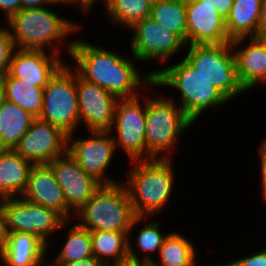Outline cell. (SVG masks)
<instances>
[{
	"label": "cell",
	"mask_w": 266,
	"mask_h": 266,
	"mask_svg": "<svg viewBox=\"0 0 266 266\" xmlns=\"http://www.w3.org/2000/svg\"><path fill=\"white\" fill-rule=\"evenodd\" d=\"M67 49L78 65L74 71L81 78L96 83L118 99L136 97L141 85L153 83L151 73L142 78L131 60L113 51L78 40L71 41Z\"/></svg>",
	"instance_id": "obj_1"
},
{
	"label": "cell",
	"mask_w": 266,
	"mask_h": 266,
	"mask_svg": "<svg viewBox=\"0 0 266 266\" xmlns=\"http://www.w3.org/2000/svg\"><path fill=\"white\" fill-rule=\"evenodd\" d=\"M170 157L134 161L125 185L135 215L149 217L168 202L172 193L174 175Z\"/></svg>",
	"instance_id": "obj_2"
},
{
	"label": "cell",
	"mask_w": 266,
	"mask_h": 266,
	"mask_svg": "<svg viewBox=\"0 0 266 266\" xmlns=\"http://www.w3.org/2000/svg\"><path fill=\"white\" fill-rule=\"evenodd\" d=\"M79 225L90 232L119 231L131 234L144 217H138L123 183L102 185L76 212Z\"/></svg>",
	"instance_id": "obj_3"
},
{
	"label": "cell",
	"mask_w": 266,
	"mask_h": 266,
	"mask_svg": "<svg viewBox=\"0 0 266 266\" xmlns=\"http://www.w3.org/2000/svg\"><path fill=\"white\" fill-rule=\"evenodd\" d=\"M6 23L10 26L8 29L16 49L45 50L44 47L49 44L52 48L50 51L56 55H59L56 41L59 42L69 33L80 29L75 22L58 16L45 7L22 8Z\"/></svg>",
	"instance_id": "obj_4"
},
{
	"label": "cell",
	"mask_w": 266,
	"mask_h": 266,
	"mask_svg": "<svg viewBox=\"0 0 266 266\" xmlns=\"http://www.w3.org/2000/svg\"><path fill=\"white\" fill-rule=\"evenodd\" d=\"M153 75L151 86H168L181 93L183 112L193 121L198 120L203 111L219 107L229 99L215 86L197 72L185 59L159 71L150 72Z\"/></svg>",
	"instance_id": "obj_5"
},
{
	"label": "cell",
	"mask_w": 266,
	"mask_h": 266,
	"mask_svg": "<svg viewBox=\"0 0 266 266\" xmlns=\"http://www.w3.org/2000/svg\"><path fill=\"white\" fill-rule=\"evenodd\" d=\"M189 46L184 59L229 100L246 91L238 77L231 42Z\"/></svg>",
	"instance_id": "obj_6"
},
{
	"label": "cell",
	"mask_w": 266,
	"mask_h": 266,
	"mask_svg": "<svg viewBox=\"0 0 266 266\" xmlns=\"http://www.w3.org/2000/svg\"><path fill=\"white\" fill-rule=\"evenodd\" d=\"M194 122L170 98H147L145 160L171 150L177 138Z\"/></svg>",
	"instance_id": "obj_7"
},
{
	"label": "cell",
	"mask_w": 266,
	"mask_h": 266,
	"mask_svg": "<svg viewBox=\"0 0 266 266\" xmlns=\"http://www.w3.org/2000/svg\"><path fill=\"white\" fill-rule=\"evenodd\" d=\"M65 63L49 79L44 87L40 119L60 128L65 134H73L80 123L78 93L75 72Z\"/></svg>",
	"instance_id": "obj_8"
},
{
	"label": "cell",
	"mask_w": 266,
	"mask_h": 266,
	"mask_svg": "<svg viewBox=\"0 0 266 266\" xmlns=\"http://www.w3.org/2000/svg\"><path fill=\"white\" fill-rule=\"evenodd\" d=\"M3 209L9 232L30 233L47 245V237L67 223L58 213L24 198H5ZM60 227V228H59Z\"/></svg>",
	"instance_id": "obj_9"
},
{
	"label": "cell",
	"mask_w": 266,
	"mask_h": 266,
	"mask_svg": "<svg viewBox=\"0 0 266 266\" xmlns=\"http://www.w3.org/2000/svg\"><path fill=\"white\" fill-rule=\"evenodd\" d=\"M138 99V96L118 99L112 125L118 134L117 138L114 137L115 146L121 145L132 161L145 160L146 156L147 99L144 100L145 106H142Z\"/></svg>",
	"instance_id": "obj_10"
},
{
	"label": "cell",
	"mask_w": 266,
	"mask_h": 266,
	"mask_svg": "<svg viewBox=\"0 0 266 266\" xmlns=\"http://www.w3.org/2000/svg\"><path fill=\"white\" fill-rule=\"evenodd\" d=\"M90 132H92L91 137L77 139L73 142L71 139L73 134L67 135V152L76 160L83 171L94 177L102 185L119 183L105 175L116 148L114 137L109 136L111 131Z\"/></svg>",
	"instance_id": "obj_11"
},
{
	"label": "cell",
	"mask_w": 266,
	"mask_h": 266,
	"mask_svg": "<svg viewBox=\"0 0 266 266\" xmlns=\"http://www.w3.org/2000/svg\"><path fill=\"white\" fill-rule=\"evenodd\" d=\"M131 39V54L137 61L164 60L186 47L175 32L157 24L150 16L137 22Z\"/></svg>",
	"instance_id": "obj_12"
},
{
	"label": "cell",
	"mask_w": 266,
	"mask_h": 266,
	"mask_svg": "<svg viewBox=\"0 0 266 266\" xmlns=\"http://www.w3.org/2000/svg\"><path fill=\"white\" fill-rule=\"evenodd\" d=\"M13 150L33 165L49 164L67 151V134L37 117Z\"/></svg>",
	"instance_id": "obj_13"
},
{
	"label": "cell",
	"mask_w": 266,
	"mask_h": 266,
	"mask_svg": "<svg viewBox=\"0 0 266 266\" xmlns=\"http://www.w3.org/2000/svg\"><path fill=\"white\" fill-rule=\"evenodd\" d=\"M80 122L84 120L90 131H111L118 98L98 86L84 80L75 71Z\"/></svg>",
	"instance_id": "obj_14"
},
{
	"label": "cell",
	"mask_w": 266,
	"mask_h": 266,
	"mask_svg": "<svg viewBox=\"0 0 266 266\" xmlns=\"http://www.w3.org/2000/svg\"><path fill=\"white\" fill-rule=\"evenodd\" d=\"M49 165L63 191L67 206L75 210L74 215L102 186L94 177L83 171L67 151Z\"/></svg>",
	"instance_id": "obj_15"
},
{
	"label": "cell",
	"mask_w": 266,
	"mask_h": 266,
	"mask_svg": "<svg viewBox=\"0 0 266 266\" xmlns=\"http://www.w3.org/2000/svg\"><path fill=\"white\" fill-rule=\"evenodd\" d=\"M60 56L52 52L48 54L45 50L15 49L7 73L11 77L33 83V86L44 88L64 64Z\"/></svg>",
	"instance_id": "obj_16"
},
{
	"label": "cell",
	"mask_w": 266,
	"mask_h": 266,
	"mask_svg": "<svg viewBox=\"0 0 266 266\" xmlns=\"http://www.w3.org/2000/svg\"><path fill=\"white\" fill-rule=\"evenodd\" d=\"M216 9L202 5L198 0H186L187 45L231 42L225 20L215 12Z\"/></svg>",
	"instance_id": "obj_17"
},
{
	"label": "cell",
	"mask_w": 266,
	"mask_h": 266,
	"mask_svg": "<svg viewBox=\"0 0 266 266\" xmlns=\"http://www.w3.org/2000/svg\"><path fill=\"white\" fill-rule=\"evenodd\" d=\"M22 198L30 203L44 206L58 213L65 221L71 210L49 164L33 165Z\"/></svg>",
	"instance_id": "obj_18"
},
{
	"label": "cell",
	"mask_w": 266,
	"mask_h": 266,
	"mask_svg": "<svg viewBox=\"0 0 266 266\" xmlns=\"http://www.w3.org/2000/svg\"><path fill=\"white\" fill-rule=\"evenodd\" d=\"M247 38L231 41L239 80L245 90L266 83V38L251 37L244 48H237Z\"/></svg>",
	"instance_id": "obj_19"
},
{
	"label": "cell",
	"mask_w": 266,
	"mask_h": 266,
	"mask_svg": "<svg viewBox=\"0 0 266 266\" xmlns=\"http://www.w3.org/2000/svg\"><path fill=\"white\" fill-rule=\"evenodd\" d=\"M46 245L39 237L22 232H9L7 244L0 252L7 266H39L46 255Z\"/></svg>",
	"instance_id": "obj_20"
},
{
	"label": "cell",
	"mask_w": 266,
	"mask_h": 266,
	"mask_svg": "<svg viewBox=\"0 0 266 266\" xmlns=\"http://www.w3.org/2000/svg\"><path fill=\"white\" fill-rule=\"evenodd\" d=\"M33 164L13 149H0V194L4 198L21 196L26 189Z\"/></svg>",
	"instance_id": "obj_21"
},
{
	"label": "cell",
	"mask_w": 266,
	"mask_h": 266,
	"mask_svg": "<svg viewBox=\"0 0 266 266\" xmlns=\"http://www.w3.org/2000/svg\"><path fill=\"white\" fill-rule=\"evenodd\" d=\"M262 0H234L225 20L230 41L240 38L258 37L259 14Z\"/></svg>",
	"instance_id": "obj_22"
},
{
	"label": "cell",
	"mask_w": 266,
	"mask_h": 266,
	"mask_svg": "<svg viewBox=\"0 0 266 266\" xmlns=\"http://www.w3.org/2000/svg\"><path fill=\"white\" fill-rule=\"evenodd\" d=\"M34 118L17 104L6 101L0 108V149H14Z\"/></svg>",
	"instance_id": "obj_23"
},
{
	"label": "cell",
	"mask_w": 266,
	"mask_h": 266,
	"mask_svg": "<svg viewBox=\"0 0 266 266\" xmlns=\"http://www.w3.org/2000/svg\"><path fill=\"white\" fill-rule=\"evenodd\" d=\"M93 256L103 266H109L128 256L129 235L119 231L90 232ZM110 263L109 259H113ZM109 261V262H108Z\"/></svg>",
	"instance_id": "obj_24"
},
{
	"label": "cell",
	"mask_w": 266,
	"mask_h": 266,
	"mask_svg": "<svg viewBox=\"0 0 266 266\" xmlns=\"http://www.w3.org/2000/svg\"><path fill=\"white\" fill-rule=\"evenodd\" d=\"M2 82L7 101L17 104L35 118L41 115L44 88L11 77L8 73L2 78Z\"/></svg>",
	"instance_id": "obj_25"
},
{
	"label": "cell",
	"mask_w": 266,
	"mask_h": 266,
	"mask_svg": "<svg viewBox=\"0 0 266 266\" xmlns=\"http://www.w3.org/2000/svg\"><path fill=\"white\" fill-rule=\"evenodd\" d=\"M197 253L191 241L174 231L168 233L163 241L159 251L160 263L153 260L150 266H196Z\"/></svg>",
	"instance_id": "obj_26"
},
{
	"label": "cell",
	"mask_w": 266,
	"mask_h": 266,
	"mask_svg": "<svg viewBox=\"0 0 266 266\" xmlns=\"http://www.w3.org/2000/svg\"><path fill=\"white\" fill-rule=\"evenodd\" d=\"M150 17L178 34L187 45L186 0H161L152 4Z\"/></svg>",
	"instance_id": "obj_27"
},
{
	"label": "cell",
	"mask_w": 266,
	"mask_h": 266,
	"mask_svg": "<svg viewBox=\"0 0 266 266\" xmlns=\"http://www.w3.org/2000/svg\"><path fill=\"white\" fill-rule=\"evenodd\" d=\"M103 2L109 17L117 25L132 28L151 14V4L147 0H104Z\"/></svg>",
	"instance_id": "obj_28"
},
{
	"label": "cell",
	"mask_w": 266,
	"mask_h": 266,
	"mask_svg": "<svg viewBox=\"0 0 266 266\" xmlns=\"http://www.w3.org/2000/svg\"><path fill=\"white\" fill-rule=\"evenodd\" d=\"M67 241L54 262H74L93 256L90 231L79 224L70 227Z\"/></svg>",
	"instance_id": "obj_29"
},
{
	"label": "cell",
	"mask_w": 266,
	"mask_h": 266,
	"mask_svg": "<svg viewBox=\"0 0 266 266\" xmlns=\"http://www.w3.org/2000/svg\"><path fill=\"white\" fill-rule=\"evenodd\" d=\"M167 234L163 235L160 231V225L158 222H150L146 227L142 228L138 232L137 245L143 252H148V255L143 256V260L151 263L153 259L149 256V252L160 251L163 241Z\"/></svg>",
	"instance_id": "obj_30"
},
{
	"label": "cell",
	"mask_w": 266,
	"mask_h": 266,
	"mask_svg": "<svg viewBox=\"0 0 266 266\" xmlns=\"http://www.w3.org/2000/svg\"><path fill=\"white\" fill-rule=\"evenodd\" d=\"M15 49L9 29L6 26L0 28V78H3L7 74Z\"/></svg>",
	"instance_id": "obj_31"
},
{
	"label": "cell",
	"mask_w": 266,
	"mask_h": 266,
	"mask_svg": "<svg viewBox=\"0 0 266 266\" xmlns=\"http://www.w3.org/2000/svg\"><path fill=\"white\" fill-rule=\"evenodd\" d=\"M230 263L232 266H266V249Z\"/></svg>",
	"instance_id": "obj_32"
},
{
	"label": "cell",
	"mask_w": 266,
	"mask_h": 266,
	"mask_svg": "<svg viewBox=\"0 0 266 266\" xmlns=\"http://www.w3.org/2000/svg\"><path fill=\"white\" fill-rule=\"evenodd\" d=\"M202 5H209L217 8L215 12L224 20L230 14L234 0H198Z\"/></svg>",
	"instance_id": "obj_33"
},
{
	"label": "cell",
	"mask_w": 266,
	"mask_h": 266,
	"mask_svg": "<svg viewBox=\"0 0 266 266\" xmlns=\"http://www.w3.org/2000/svg\"><path fill=\"white\" fill-rule=\"evenodd\" d=\"M109 266H150V263L140 259L138 254H135L133 247H131L130 241H128V256Z\"/></svg>",
	"instance_id": "obj_34"
},
{
	"label": "cell",
	"mask_w": 266,
	"mask_h": 266,
	"mask_svg": "<svg viewBox=\"0 0 266 266\" xmlns=\"http://www.w3.org/2000/svg\"><path fill=\"white\" fill-rule=\"evenodd\" d=\"M259 155L261 160V182H262V196L266 201V138L261 142L259 147Z\"/></svg>",
	"instance_id": "obj_35"
},
{
	"label": "cell",
	"mask_w": 266,
	"mask_h": 266,
	"mask_svg": "<svg viewBox=\"0 0 266 266\" xmlns=\"http://www.w3.org/2000/svg\"><path fill=\"white\" fill-rule=\"evenodd\" d=\"M5 12L6 20L21 10V0H0V10Z\"/></svg>",
	"instance_id": "obj_36"
},
{
	"label": "cell",
	"mask_w": 266,
	"mask_h": 266,
	"mask_svg": "<svg viewBox=\"0 0 266 266\" xmlns=\"http://www.w3.org/2000/svg\"><path fill=\"white\" fill-rule=\"evenodd\" d=\"M68 4L65 0H21V9L22 8H28V9H34V8H42L44 5H52V4Z\"/></svg>",
	"instance_id": "obj_37"
},
{
	"label": "cell",
	"mask_w": 266,
	"mask_h": 266,
	"mask_svg": "<svg viewBox=\"0 0 266 266\" xmlns=\"http://www.w3.org/2000/svg\"><path fill=\"white\" fill-rule=\"evenodd\" d=\"M9 236L3 205L0 207V252L5 248Z\"/></svg>",
	"instance_id": "obj_38"
},
{
	"label": "cell",
	"mask_w": 266,
	"mask_h": 266,
	"mask_svg": "<svg viewBox=\"0 0 266 266\" xmlns=\"http://www.w3.org/2000/svg\"><path fill=\"white\" fill-rule=\"evenodd\" d=\"M53 266H103L94 256L74 262H55Z\"/></svg>",
	"instance_id": "obj_39"
},
{
	"label": "cell",
	"mask_w": 266,
	"mask_h": 266,
	"mask_svg": "<svg viewBox=\"0 0 266 266\" xmlns=\"http://www.w3.org/2000/svg\"><path fill=\"white\" fill-rule=\"evenodd\" d=\"M258 37L266 38V0L261 1L259 14Z\"/></svg>",
	"instance_id": "obj_40"
},
{
	"label": "cell",
	"mask_w": 266,
	"mask_h": 266,
	"mask_svg": "<svg viewBox=\"0 0 266 266\" xmlns=\"http://www.w3.org/2000/svg\"><path fill=\"white\" fill-rule=\"evenodd\" d=\"M96 0H73V4L74 3H77L80 5V8H82V10L84 11H89V9L92 8V5L93 3L95 2ZM104 1V0H103Z\"/></svg>",
	"instance_id": "obj_41"
},
{
	"label": "cell",
	"mask_w": 266,
	"mask_h": 266,
	"mask_svg": "<svg viewBox=\"0 0 266 266\" xmlns=\"http://www.w3.org/2000/svg\"><path fill=\"white\" fill-rule=\"evenodd\" d=\"M6 101L7 98H6L5 87L2 82V78H0V108L5 104Z\"/></svg>",
	"instance_id": "obj_42"
},
{
	"label": "cell",
	"mask_w": 266,
	"mask_h": 266,
	"mask_svg": "<svg viewBox=\"0 0 266 266\" xmlns=\"http://www.w3.org/2000/svg\"><path fill=\"white\" fill-rule=\"evenodd\" d=\"M147 1L152 5V4H155L161 0H147Z\"/></svg>",
	"instance_id": "obj_43"
},
{
	"label": "cell",
	"mask_w": 266,
	"mask_h": 266,
	"mask_svg": "<svg viewBox=\"0 0 266 266\" xmlns=\"http://www.w3.org/2000/svg\"><path fill=\"white\" fill-rule=\"evenodd\" d=\"M5 198L0 194V207L3 205Z\"/></svg>",
	"instance_id": "obj_44"
},
{
	"label": "cell",
	"mask_w": 266,
	"mask_h": 266,
	"mask_svg": "<svg viewBox=\"0 0 266 266\" xmlns=\"http://www.w3.org/2000/svg\"><path fill=\"white\" fill-rule=\"evenodd\" d=\"M213 266H232V264L230 262L226 263V264H219V265H213Z\"/></svg>",
	"instance_id": "obj_45"
}]
</instances>
